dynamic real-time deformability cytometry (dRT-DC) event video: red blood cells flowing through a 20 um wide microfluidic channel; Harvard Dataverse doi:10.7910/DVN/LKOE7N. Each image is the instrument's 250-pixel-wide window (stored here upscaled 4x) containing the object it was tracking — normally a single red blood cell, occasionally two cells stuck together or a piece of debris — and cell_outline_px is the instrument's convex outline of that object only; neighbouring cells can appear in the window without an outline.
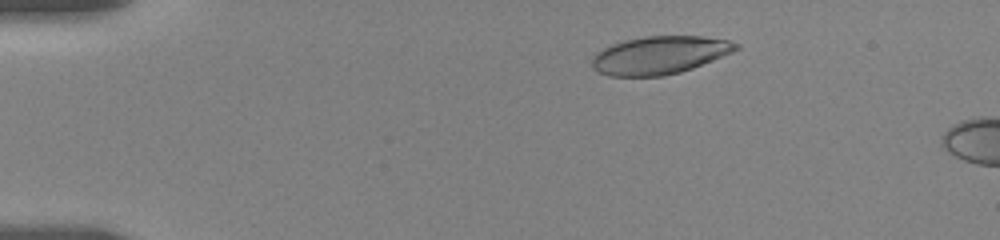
{"species": "human", "species_latin": "Homo sapiens", "temperature_condition": "room temperature", "stored_images_in_passage": 12, "camera_frame_rate_fps": 3000, "um_per_image_px": 0.085, "donor": {"sex": "female"}, "frame": {"image": 1, "passage_image": 7, "time_ms": 2.0, "image_size_px": [1000, 240], "cell_outline_px": [[740, 48], [732, 52], [692, 68], [680, 72], [664, 76], [608, 76], [592, 68], [592, 56], [596, 52], [612, 44], [624, 40], [644, 36], [700, 36], [728, 40], [740, 44]], "centroid_in_image_um": [56.05, 4.68], "position_along_channel_um": 29.0, "area_um2": 31.79}}